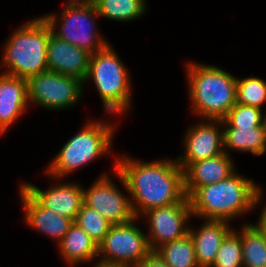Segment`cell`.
Instances as JSON below:
<instances>
[{
    "label": "cell",
    "mask_w": 266,
    "mask_h": 267,
    "mask_svg": "<svg viewBox=\"0 0 266 267\" xmlns=\"http://www.w3.org/2000/svg\"><path fill=\"white\" fill-rule=\"evenodd\" d=\"M171 160L145 163L122 156L116 161V176L134 200L130 203L136 218L149 209L169 206L186 197L184 171L177 160Z\"/></svg>",
    "instance_id": "1"
},
{
    "label": "cell",
    "mask_w": 266,
    "mask_h": 267,
    "mask_svg": "<svg viewBox=\"0 0 266 267\" xmlns=\"http://www.w3.org/2000/svg\"><path fill=\"white\" fill-rule=\"evenodd\" d=\"M261 187L234 172L228 178L198 188L188 199L194 216L229 221L247 213L262 197Z\"/></svg>",
    "instance_id": "2"
},
{
    "label": "cell",
    "mask_w": 266,
    "mask_h": 267,
    "mask_svg": "<svg viewBox=\"0 0 266 267\" xmlns=\"http://www.w3.org/2000/svg\"><path fill=\"white\" fill-rule=\"evenodd\" d=\"M189 97L193 113L223 120L236 104L237 78L215 66L187 64Z\"/></svg>",
    "instance_id": "3"
},
{
    "label": "cell",
    "mask_w": 266,
    "mask_h": 267,
    "mask_svg": "<svg viewBox=\"0 0 266 267\" xmlns=\"http://www.w3.org/2000/svg\"><path fill=\"white\" fill-rule=\"evenodd\" d=\"M48 40L49 24L43 16L16 29L4 47L1 64L8 70L3 73L28 80L48 71Z\"/></svg>",
    "instance_id": "4"
},
{
    "label": "cell",
    "mask_w": 266,
    "mask_h": 267,
    "mask_svg": "<svg viewBox=\"0 0 266 267\" xmlns=\"http://www.w3.org/2000/svg\"><path fill=\"white\" fill-rule=\"evenodd\" d=\"M127 69L110 45L91 54L85 81L93 79L105 110L123 113L129 109L131 86Z\"/></svg>",
    "instance_id": "5"
},
{
    "label": "cell",
    "mask_w": 266,
    "mask_h": 267,
    "mask_svg": "<svg viewBox=\"0 0 266 267\" xmlns=\"http://www.w3.org/2000/svg\"><path fill=\"white\" fill-rule=\"evenodd\" d=\"M104 123L90 121L68 140L47 168L49 175L60 178L109 152L114 128Z\"/></svg>",
    "instance_id": "6"
},
{
    "label": "cell",
    "mask_w": 266,
    "mask_h": 267,
    "mask_svg": "<svg viewBox=\"0 0 266 267\" xmlns=\"http://www.w3.org/2000/svg\"><path fill=\"white\" fill-rule=\"evenodd\" d=\"M98 16L96 6L91 0H69L61 14L63 23L59 31L55 32L58 22L55 15L48 14L43 17L52 33L61 40L94 54L109 45L93 28L94 18Z\"/></svg>",
    "instance_id": "7"
},
{
    "label": "cell",
    "mask_w": 266,
    "mask_h": 267,
    "mask_svg": "<svg viewBox=\"0 0 266 267\" xmlns=\"http://www.w3.org/2000/svg\"><path fill=\"white\" fill-rule=\"evenodd\" d=\"M137 218L123 224L111 225L108 233L98 244L100 262L123 267L136 266L151 249L147 235L135 226Z\"/></svg>",
    "instance_id": "8"
},
{
    "label": "cell",
    "mask_w": 266,
    "mask_h": 267,
    "mask_svg": "<svg viewBox=\"0 0 266 267\" xmlns=\"http://www.w3.org/2000/svg\"><path fill=\"white\" fill-rule=\"evenodd\" d=\"M29 103L48 109H66L80 100L84 81L57 72L46 71L28 80Z\"/></svg>",
    "instance_id": "9"
},
{
    "label": "cell",
    "mask_w": 266,
    "mask_h": 267,
    "mask_svg": "<svg viewBox=\"0 0 266 267\" xmlns=\"http://www.w3.org/2000/svg\"><path fill=\"white\" fill-rule=\"evenodd\" d=\"M148 216L150 236H147L151 251L161 245L182 238L189 233L186 222L192 216L188 197L169 206L155 207L144 213Z\"/></svg>",
    "instance_id": "10"
},
{
    "label": "cell",
    "mask_w": 266,
    "mask_h": 267,
    "mask_svg": "<svg viewBox=\"0 0 266 267\" xmlns=\"http://www.w3.org/2000/svg\"><path fill=\"white\" fill-rule=\"evenodd\" d=\"M84 203L96 210L112 225L123 224L135 218L130 199L109 179L102 175L87 190H83Z\"/></svg>",
    "instance_id": "11"
},
{
    "label": "cell",
    "mask_w": 266,
    "mask_h": 267,
    "mask_svg": "<svg viewBox=\"0 0 266 267\" xmlns=\"http://www.w3.org/2000/svg\"><path fill=\"white\" fill-rule=\"evenodd\" d=\"M219 124L221 126L222 120H209L207 124L199 123L188 129L184 139L186 153L176 159L183 170L191 163L224 153L223 132L218 129Z\"/></svg>",
    "instance_id": "12"
},
{
    "label": "cell",
    "mask_w": 266,
    "mask_h": 267,
    "mask_svg": "<svg viewBox=\"0 0 266 267\" xmlns=\"http://www.w3.org/2000/svg\"><path fill=\"white\" fill-rule=\"evenodd\" d=\"M91 54L85 49L61 40L49 26L47 44L48 71L70 75L84 81L88 73Z\"/></svg>",
    "instance_id": "13"
},
{
    "label": "cell",
    "mask_w": 266,
    "mask_h": 267,
    "mask_svg": "<svg viewBox=\"0 0 266 267\" xmlns=\"http://www.w3.org/2000/svg\"><path fill=\"white\" fill-rule=\"evenodd\" d=\"M21 186L41 206L52 210L60 216L71 219L73 222L84 204V189L75 183L58 184L44 191L30 183H25Z\"/></svg>",
    "instance_id": "14"
},
{
    "label": "cell",
    "mask_w": 266,
    "mask_h": 267,
    "mask_svg": "<svg viewBox=\"0 0 266 267\" xmlns=\"http://www.w3.org/2000/svg\"><path fill=\"white\" fill-rule=\"evenodd\" d=\"M224 149L220 155L189 164L184 171L185 194L189 198L198 188L220 182L235 172L233 160Z\"/></svg>",
    "instance_id": "15"
},
{
    "label": "cell",
    "mask_w": 266,
    "mask_h": 267,
    "mask_svg": "<svg viewBox=\"0 0 266 267\" xmlns=\"http://www.w3.org/2000/svg\"><path fill=\"white\" fill-rule=\"evenodd\" d=\"M29 103L28 82L8 74L0 75V134L22 115Z\"/></svg>",
    "instance_id": "16"
},
{
    "label": "cell",
    "mask_w": 266,
    "mask_h": 267,
    "mask_svg": "<svg viewBox=\"0 0 266 267\" xmlns=\"http://www.w3.org/2000/svg\"><path fill=\"white\" fill-rule=\"evenodd\" d=\"M20 197L26 209L25 222L41 233L52 236L59 243L73 221L41 206L22 186Z\"/></svg>",
    "instance_id": "17"
},
{
    "label": "cell",
    "mask_w": 266,
    "mask_h": 267,
    "mask_svg": "<svg viewBox=\"0 0 266 267\" xmlns=\"http://www.w3.org/2000/svg\"><path fill=\"white\" fill-rule=\"evenodd\" d=\"M230 221L207 219L197 231L189 228L199 267H211L223 240L233 230Z\"/></svg>",
    "instance_id": "18"
},
{
    "label": "cell",
    "mask_w": 266,
    "mask_h": 267,
    "mask_svg": "<svg viewBox=\"0 0 266 267\" xmlns=\"http://www.w3.org/2000/svg\"><path fill=\"white\" fill-rule=\"evenodd\" d=\"M64 259L73 266L81 262H89L98 255V244L75 222L58 243Z\"/></svg>",
    "instance_id": "19"
},
{
    "label": "cell",
    "mask_w": 266,
    "mask_h": 267,
    "mask_svg": "<svg viewBox=\"0 0 266 267\" xmlns=\"http://www.w3.org/2000/svg\"><path fill=\"white\" fill-rule=\"evenodd\" d=\"M224 148L262 155L266 151V129L259 127H227L223 130Z\"/></svg>",
    "instance_id": "20"
},
{
    "label": "cell",
    "mask_w": 266,
    "mask_h": 267,
    "mask_svg": "<svg viewBox=\"0 0 266 267\" xmlns=\"http://www.w3.org/2000/svg\"><path fill=\"white\" fill-rule=\"evenodd\" d=\"M236 233L241 238L243 267H266V235L253 224Z\"/></svg>",
    "instance_id": "21"
},
{
    "label": "cell",
    "mask_w": 266,
    "mask_h": 267,
    "mask_svg": "<svg viewBox=\"0 0 266 267\" xmlns=\"http://www.w3.org/2000/svg\"><path fill=\"white\" fill-rule=\"evenodd\" d=\"M155 252L169 267H199L189 233L180 239L161 245Z\"/></svg>",
    "instance_id": "22"
},
{
    "label": "cell",
    "mask_w": 266,
    "mask_h": 267,
    "mask_svg": "<svg viewBox=\"0 0 266 267\" xmlns=\"http://www.w3.org/2000/svg\"><path fill=\"white\" fill-rule=\"evenodd\" d=\"M99 17L115 21H128L139 18L146 10L145 0H91Z\"/></svg>",
    "instance_id": "23"
},
{
    "label": "cell",
    "mask_w": 266,
    "mask_h": 267,
    "mask_svg": "<svg viewBox=\"0 0 266 267\" xmlns=\"http://www.w3.org/2000/svg\"><path fill=\"white\" fill-rule=\"evenodd\" d=\"M266 103V82L261 78L237 79L236 104L249 105L261 109Z\"/></svg>",
    "instance_id": "24"
},
{
    "label": "cell",
    "mask_w": 266,
    "mask_h": 267,
    "mask_svg": "<svg viewBox=\"0 0 266 267\" xmlns=\"http://www.w3.org/2000/svg\"><path fill=\"white\" fill-rule=\"evenodd\" d=\"M81 227L95 242L99 244L108 233L111 223L102 217L96 210L88 207L85 203L77 213L74 221Z\"/></svg>",
    "instance_id": "25"
},
{
    "label": "cell",
    "mask_w": 266,
    "mask_h": 267,
    "mask_svg": "<svg viewBox=\"0 0 266 267\" xmlns=\"http://www.w3.org/2000/svg\"><path fill=\"white\" fill-rule=\"evenodd\" d=\"M211 267H243L241 238L236 231L223 240Z\"/></svg>",
    "instance_id": "26"
},
{
    "label": "cell",
    "mask_w": 266,
    "mask_h": 267,
    "mask_svg": "<svg viewBox=\"0 0 266 267\" xmlns=\"http://www.w3.org/2000/svg\"><path fill=\"white\" fill-rule=\"evenodd\" d=\"M261 109L249 105L235 104L222 120L226 127H259L263 124Z\"/></svg>",
    "instance_id": "27"
},
{
    "label": "cell",
    "mask_w": 266,
    "mask_h": 267,
    "mask_svg": "<svg viewBox=\"0 0 266 267\" xmlns=\"http://www.w3.org/2000/svg\"><path fill=\"white\" fill-rule=\"evenodd\" d=\"M136 267H169L155 251H151Z\"/></svg>",
    "instance_id": "28"
},
{
    "label": "cell",
    "mask_w": 266,
    "mask_h": 267,
    "mask_svg": "<svg viewBox=\"0 0 266 267\" xmlns=\"http://www.w3.org/2000/svg\"><path fill=\"white\" fill-rule=\"evenodd\" d=\"M256 226L266 235V206H264L260 218Z\"/></svg>",
    "instance_id": "29"
},
{
    "label": "cell",
    "mask_w": 266,
    "mask_h": 267,
    "mask_svg": "<svg viewBox=\"0 0 266 267\" xmlns=\"http://www.w3.org/2000/svg\"><path fill=\"white\" fill-rule=\"evenodd\" d=\"M94 267H123V266H119V265H114V264H107V263H103V262H98L96 263V265Z\"/></svg>",
    "instance_id": "30"
},
{
    "label": "cell",
    "mask_w": 266,
    "mask_h": 267,
    "mask_svg": "<svg viewBox=\"0 0 266 267\" xmlns=\"http://www.w3.org/2000/svg\"><path fill=\"white\" fill-rule=\"evenodd\" d=\"M265 113H266V112H265ZM262 120H263V126H264L265 129H266V114L263 115Z\"/></svg>",
    "instance_id": "31"
}]
</instances>
